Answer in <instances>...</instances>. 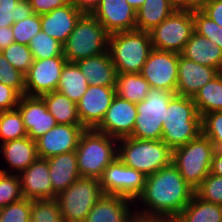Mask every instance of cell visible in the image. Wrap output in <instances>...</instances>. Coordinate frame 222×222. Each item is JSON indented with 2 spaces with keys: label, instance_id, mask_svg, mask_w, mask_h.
I'll return each instance as SVG.
<instances>
[{
  "label": "cell",
  "instance_id": "cell-1",
  "mask_svg": "<svg viewBox=\"0 0 222 222\" xmlns=\"http://www.w3.org/2000/svg\"><path fill=\"white\" fill-rule=\"evenodd\" d=\"M194 194L195 190L171 163L146 177L144 190L136 199L145 208L134 209L136 217L145 220L177 218Z\"/></svg>",
  "mask_w": 222,
  "mask_h": 222
},
{
  "label": "cell",
  "instance_id": "cell-2",
  "mask_svg": "<svg viewBox=\"0 0 222 222\" xmlns=\"http://www.w3.org/2000/svg\"><path fill=\"white\" fill-rule=\"evenodd\" d=\"M200 133L201 116L193 99L175 94L168 103L161 140L174 150L195 139Z\"/></svg>",
  "mask_w": 222,
  "mask_h": 222
},
{
  "label": "cell",
  "instance_id": "cell-3",
  "mask_svg": "<svg viewBox=\"0 0 222 222\" xmlns=\"http://www.w3.org/2000/svg\"><path fill=\"white\" fill-rule=\"evenodd\" d=\"M117 145V157L124 165L145 176L172 163V149L162 140H143L129 136L118 139Z\"/></svg>",
  "mask_w": 222,
  "mask_h": 222
},
{
  "label": "cell",
  "instance_id": "cell-4",
  "mask_svg": "<svg viewBox=\"0 0 222 222\" xmlns=\"http://www.w3.org/2000/svg\"><path fill=\"white\" fill-rule=\"evenodd\" d=\"M118 139L95 129L80 135L76 154L81 177L100 179L104 169L117 157Z\"/></svg>",
  "mask_w": 222,
  "mask_h": 222
},
{
  "label": "cell",
  "instance_id": "cell-5",
  "mask_svg": "<svg viewBox=\"0 0 222 222\" xmlns=\"http://www.w3.org/2000/svg\"><path fill=\"white\" fill-rule=\"evenodd\" d=\"M109 36L92 14L84 13L62 46L63 55L67 62L76 63L84 58L106 53Z\"/></svg>",
  "mask_w": 222,
  "mask_h": 222
},
{
  "label": "cell",
  "instance_id": "cell-6",
  "mask_svg": "<svg viewBox=\"0 0 222 222\" xmlns=\"http://www.w3.org/2000/svg\"><path fill=\"white\" fill-rule=\"evenodd\" d=\"M152 49L147 31H125L109 36L108 53L117 73H141Z\"/></svg>",
  "mask_w": 222,
  "mask_h": 222
},
{
  "label": "cell",
  "instance_id": "cell-7",
  "mask_svg": "<svg viewBox=\"0 0 222 222\" xmlns=\"http://www.w3.org/2000/svg\"><path fill=\"white\" fill-rule=\"evenodd\" d=\"M214 145L200 133L187 144L172 150V164L179 170L185 182L196 190L210 173Z\"/></svg>",
  "mask_w": 222,
  "mask_h": 222
},
{
  "label": "cell",
  "instance_id": "cell-8",
  "mask_svg": "<svg viewBox=\"0 0 222 222\" xmlns=\"http://www.w3.org/2000/svg\"><path fill=\"white\" fill-rule=\"evenodd\" d=\"M175 94L171 91L151 88L146 98L136 104L137 116L130 137L161 140L168 103Z\"/></svg>",
  "mask_w": 222,
  "mask_h": 222
},
{
  "label": "cell",
  "instance_id": "cell-9",
  "mask_svg": "<svg viewBox=\"0 0 222 222\" xmlns=\"http://www.w3.org/2000/svg\"><path fill=\"white\" fill-rule=\"evenodd\" d=\"M103 194L98 179L79 177L56 197L62 218L65 222H84Z\"/></svg>",
  "mask_w": 222,
  "mask_h": 222
},
{
  "label": "cell",
  "instance_id": "cell-10",
  "mask_svg": "<svg viewBox=\"0 0 222 222\" xmlns=\"http://www.w3.org/2000/svg\"><path fill=\"white\" fill-rule=\"evenodd\" d=\"M194 32L192 11L175 10L149 31L152 48L181 53Z\"/></svg>",
  "mask_w": 222,
  "mask_h": 222
},
{
  "label": "cell",
  "instance_id": "cell-11",
  "mask_svg": "<svg viewBox=\"0 0 222 222\" xmlns=\"http://www.w3.org/2000/svg\"><path fill=\"white\" fill-rule=\"evenodd\" d=\"M146 177L116 157L104 169L99 183L104 194L123 196L135 202L144 190Z\"/></svg>",
  "mask_w": 222,
  "mask_h": 222
},
{
  "label": "cell",
  "instance_id": "cell-12",
  "mask_svg": "<svg viewBox=\"0 0 222 222\" xmlns=\"http://www.w3.org/2000/svg\"><path fill=\"white\" fill-rule=\"evenodd\" d=\"M178 62L179 53L152 49L140 74L151 88L176 93Z\"/></svg>",
  "mask_w": 222,
  "mask_h": 222
},
{
  "label": "cell",
  "instance_id": "cell-13",
  "mask_svg": "<svg viewBox=\"0 0 222 222\" xmlns=\"http://www.w3.org/2000/svg\"><path fill=\"white\" fill-rule=\"evenodd\" d=\"M65 56L34 60L25 74V95L42 96L57 91Z\"/></svg>",
  "mask_w": 222,
  "mask_h": 222
},
{
  "label": "cell",
  "instance_id": "cell-14",
  "mask_svg": "<svg viewBox=\"0 0 222 222\" xmlns=\"http://www.w3.org/2000/svg\"><path fill=\"white\" fill-rule=\"evenodd\" d=\"M116 96L115 86H88L77 103V113L85 129H95Z\"/></svg>",
  "mask_w": 222,
  "mask_h": 222
},
{
  "label": "cell",
  "instance_id": "cell-15",
  "mask_svg": "<svg viewBox=\"0 0 222 222\" xmlns=\"http://www.w3.org/2000/svg\"><path fill=\"white\" fill-rule=\"evenodd\" d=\"M136 116V104L116 95L95 130L116 139L129 137L133 133Z\"/></svg>",
  "mask_w": 222,
  "mask_h": 222
},
{
  "label": "cell",
  "instance_id": "cell-16",
  "mask_svg": "<svg viewBox=\"0 0 222 222\" xmlns=\"http://www.w3.org/2000/svg\"><path fill=\"white\" fill-rule=\"evenodd\" d=\"M85 130L82 125L57 124L36 140L38 158L76 151L80 135Z\"/></svg>",
  "mask_w": 222,
  "mask_h": 222
},
{
  "label": "cell",
  "instance_id": "cell-17",
  "mask_svg": "<svg viewBox=\"0 0 222 222\" xmlns=\"http://www.w3.org/2000/svg\"><path fill=\"white\" fill-rule=\"evenodd\" d=\"M91 14L109 34L136 30V11L126 0H100Z\"/></svg>",
  "mask_w": 222,
  "mask_h": 222
},
{
  "label": "cell",
  "instance_id": "cell-18",
  "mask_svg": "<svg viewBox=\"0 0 222 222\" xmlns=\"http://www.w3.org/2000/svg\"><path fill=\"white\" fill-rule=\"evenodd\" d=\"M16 108L22 116L27 136L34 141L57 125L44 99L40 96L22 95Z\"/></svg>",
  "mask_w": 222,
  "mask_h": 222
},
{
  "label": "cell",
  "instance_id": "cell-19",
  "mask_svg": "<svg viewBox=\"0 0 222 222\" xmlns=\"http://www.w3.org/2000/svg\"><path fill=\"white\" fill-rule=\"evenodd\" d=\"M47 159L37 158L19 174L23 198L30 200L53 199V187Z\"/></svg>",
  "mask_w": 222,
  "mask_h": 222
},
{
  "label": "cell",
  "instance_id": "cell-20",
  "mask_svg": "<svg viewBox=\"0 0 222 222\" xmlns=\"http://www.w3.org/2000/svg\"><path fill=\"white\" fill-rule=\"evenodd\" d=\"M178 80L176 94L193 98L195 94L219 72L208 66L200 65L179 54Z\"/></svg>",
  "mask_w": 222,
  "mask_h": 222
},
{
  "label": "cell",
  "instance_id": "cell-21",
  "mask_svg": "<svg viewBox=\"0 0 222 222\" xmlns=\"http://www.w3.org/2000/svg\"><path fill=\"white\" fill-rule=\"evenodd\" d=\"M131 199L123 196L103 194L87 214L84 222H134L137 217L130 207Z\"/></svg>",
  "mask_w": 222,
  "mask_h": 222
},
{
  "label": "cell",
  "instance_id": "cell-22",
  "mask_svg": "<svg viewBox=\"0 0 222 222\" xmlns=\"http://www.w3.org/2000/svg\"><path fill=\"white\" fill-rule=\"evenodd\" d=\"M83 14L68 2L50 13L41 15V30L63 45Z\"/></svg>",
  "mask_w": 222,
  "mask_h": 222
},
{
  "label": "cell",
  "instance_id": "cell-23",
  "mask_svg": "<svg viewBox=\"0 0 222 222\" xmlns=\"http://www.w3.org/2000/svg\"><path fill=\"white\" fill-rule=\"evenodd\" d=\"M49 177L53 187V199L81 177L78 171L76 151L66 152L47 158Z\"/></svg>",
  "mask_w": 222,
  "mask_h": 222
},
{
  "label": "cell",
  "instance_id": "cell-24",
  "mask_svg": "<svg viewBox=\"0 0 222 222\" xmlns=\"http://www.w3.org/2000/svg\"><path fill=\"white\" fill-rule=\"evenodd\" d=\"M0 146V153L11 168V174L19 175L38 158L36 141L28 136L2 143Z\"/></svg>",
  "mask_w": 222,
  "mask_h": 222
},
{
  "label": "cell",
  "instance_id": "cell-25",
  "mask_svg": "<svg viewBox=\"0 0 222 222\" xmlns=\"http://www.w3.org/2000/svg\"><path fill=\"white\" fill-rule=\"evenodd\" d=\"M183 57L222 72V50L206 37L193 32L183 51Z\"/></svg>",
  "mask_w": 222,
  "mask_h": 222
},
{
  "label": "cell",
  "instance_id": "cell-26",
  "mask_svg": "<svg viewBox=\"0 0 222 222\" xmlns=\"http://www.w3.org/2000/svg\"><path fill=\"white\" fill-rule=\"evenodd\" d=\"M93 86H115L117 71L108 52L76 62Z\"/></svg>",
  "mask_w": 222,
  "mask_h": 222
},
{
  "label": "cell",
  "instance_id": "cell-27",
  "mask_svg": "<svg viewBox=\"0 0 222 222\" xmlns=\"http://www.w3.org/2000/svg\"><path fill=\"white\" fill-rule=\"evenodd\" d=\"M175 10L174 0H145L136 11V30L149 32Z\"/></svg>",
  "mask_w": 222,
  "mask_h": 222
},
{
  "label": "cell",
  "instance_id": "cell-28",
  "mask_svg": "<svg viewBox=\"0 0 222 222\" xmlns=\"http://www.w3.org/2000/svg\"><path fill=\"white\" fill-rule=\"evenodd\" d=\"M89 86L87 78L76 63L66 62L60 76L57 91L78 103Z\"/></svg>",
  "mask_w": 222,
  "mask_h": 222
},
{
  "label": "cell",
  "instance_id": "cell-29",
  "mask_svg": "<svg viewBox=\"0 0 222 222\" xmlns=\"http://www.w3.org/2000/svg\"><path fill=\"white\" fill-rule=\"evenodd\" d=\"M176 219L179 222H222V206L206 202L194 194Z\"/></svg>",
  "mask_w": 222,
  "mask_h": 222
},
{
  "label": "cell",
  "instance_id": "cell-30",
  "mask_svg": "<svg viewBox=\"0 0 222 222\" xmlns=\"http://www.w3.org/2000/svg\"><path fill=\"white\" fill-rule=\"evenodd\" d=\"M41 97L44 99L48 111L55 118L57 124L81 125L77 113V104L66 95L53 91Z\"/></svg>",
  "mask_w": 222,
  "mask_h": 222
},
{
  "label": "cell",
  "instance_id": "cell-31",
  "mask_svg": "<svg viewBox=\"0 0 222 222\" xmlns=\"http://www.w3.org/2000/svg\"><path fill=\"white\" fill-rule=\"evenodd\" d=\"M151 87L140 73H117L116 95L132 103L144 100Z\"/></svg>",
  "mask_w": 222,
  "mask_h": 222
},
{
  "label": "cell",
  "instance_id": "cell-32",
  "mask_svg": "<svg viewBox=\"0 0 222 222\" xmlns=\"http://www.w3.org/2000/svg\"><path fill=\"white\" fill-rule=\"evenodd\" d=\"M192 99L201 118L210 112L222 111V72L203 86Z\"/></svg>",
  "mask_w": 222,
  "mask_h": 222
},
{
  "label": "cell",
  "instance_id": "cell-33",
  "mask_svg": "<svg viewBox=\"0 0 222 222\" xmlns=\"http://www.w3.org/2000/svg\"><path fill=\"white\" fill-rule=\"evenodd\" d=\"M23 137H27V130L19 110L0 111V143Z\"/></svg>",
  "mask_w": 222,
  "mask_h": 222
},
{
  "label": "cell",
  "instance_id": "cell-34",
  "mask_svg": "<svg viewBox=\"0 0 222 222\" xmlns=\"http://www.w3.org/2000/svg\"><path fill=\"white\" fill-rule=\"evenodd\" d=\"M33 14L29 0H0V26H12Z\"/></svg>",
  "mask_w": 222,
  "mask_h": 222
},
{
  "label": "cell",
  "instance_id": "cell-35",
  "mask_svg": "<svg viewBox=\"0 0 222 222\" xmlns=\"http://www.w3.org/2000/svg\"><path fill=\"white\" fill-rule=\"evenodd\" d=\"M28 46L34 60L64 56L63 45L42 30L31 39Z\"/></svg>",
  "mask_w": 222,
  "mask_h": 222
},
{
  "label": "cell",
  "instance_id": "cell-36",
  "mask_svg": "<svg viewBox=\"0 0 222 222\" xmlns=\"http://www.w3.org/2000/svg\"><path fill=\"white\" fill-rule=\"evenodd\" d=\"M23 198L20 177L0 169V208Z\"/></svg>",
  "mask_w": 222,
  "mask_h": 222
},
{
  "label": "cell",
  "instance_id": "cell-37",
  "mask_svg": "<svg viewBox=\"0 0 222 222\" xmlns=\"http://www.w3.org/2000/svg\"><path fill=\"white\" fill-rule=\"evenodd\" d=\"M30 222H65L56 199L32 200Z\"/></svg>",
  "mask_w": 222,
  "mask_h": 222
},
{
  "label": "cell",
  "instance_id": "cell-38",
  "mask_svg": "<svg viewBox=\"0 0 222 222\" xmlns=\"http://www.w3.org/2000/svg\"><path fill=\"white\" fill-rule=\"evenodd\" d=\"M194 32L206 37L222 50V27L213 21L202 10L193 11Z\"/></svg>",
  "mask_w": 222,
  "mask_h": 222
},
{
  "label": "cell",
  "instance_id": "cell-39",
  "mask_svg": "<svg viewBox=\"0 0 222 222\" xmlns=\"http://www.w3.org/2000/svg\"><path fill=\"white\" fill-rule=\"evenodd\" d=\"M2 53L5 58L17 70L26 74L33 64V55L28 45H22L17 42H13Z\"/></svg>",
  "mask_w": 222,
  "mask_h": 222
},
{
  "label": "cell",
  "instance_id": "cell-40",
  "mask_svg": "<svg viewBox=\"0 0 222 222\" xmlns=\"http://www.w3.org/2000/svg\"><path fill=\"white\" fill-rule=\"evenodd\" d=\"M41 31V15L33 13L28 18L14 22L12 32L15 42L29 45L31 39Z\"/></svg>",
  "mask_w": 222,
  "mask_h": 222
},
{
  "label": "cell",
  "instance_id": "cell-41",
  "mask_svg": "<svg viewBox=\"0 0 222 222\" xmlns=\"http://www.w3.org/2000/svg\"><path fill=\"white\" fill-rule=\"evenodd\" d=\"M201 128L215 150L222 151V111L205 114L201 118Z\"/></svg>",
  "mask_w": 222,
  "mask_h": 222
},
{
  "label": "cell",
  "instance_id": "cell-42",
  "mask_svg": "<svg viewBox=\"0 0 222 222\" xmlns=\"http://www.w3.org/2000/svg\"><path fill=\"white\" fill-rule=\"evenodd\" d=\"M32 200L22 198L0 208V222H30Z\"/></svg>",
  "mask_w": 222,
  "mask_h": 222
},
{
  "label": "cell",
  "instance_id": "cell-43",
  "mask_svg": "<svg viewBox=\"0 0 222 222\" xmlns=\"http://www.w3.org/2000/svg\"><path fill=\"white\" fill-rule=\"evenodd\" d=\"M195 194L202 200L222 206V176L208 174Z\"/></svg>",
  "mask_w": 222,
  "mask_h": 222
},
{
  "label": "cell",
  "instance_id": "cell-44",
  "mask_svg": "<svg viewBox=\"0 0 222 222\" xmlns=\"http://www.w3.org/2000/svg\"><path fill=\"white\" fill-rule=\"evenodd\" d=\"M0 82L14 88L21 96L25 95V74L9 64L0 52Z\"/></svg>",
  "mask_w": 222,
  "mask_h": 222
},
{
  "label": "cell",
  "instance_id": "cell-45",
  "mask_svg": "<svg viewBox=\"0 0 222 222\" xmlns=\"http://www.w3.org/2000/svg\"><path fill=\"white\" fill-rule=\"evenodd\" d=\"M20 97L21 95L14 88L0 82V111L15 109Z\"/></svg>",
  "mask_w": 222,
  "mask_h": 222
},
{
  "label": "cell",
  "instance_id": "cell-46",
  "mask_svg": "<svg viewBox=\"0 0 222 222\" xmlns=\"http://www.w3.org/2000/svg\"><path fill=\"white\" fill-rule=\"evenodd\" d=\"M29 2L33 13L43 15L62 7L68 3V0H29Z\"/></svg>",
  "mask_w": 222,
  "mask_h": 222
},
{
  "label": "cell",
  "instance_id": "cell-47",
  "mask_svg": "<svg viewBox=\"0 0 222 222\" xmlns=\"http://www.w3.org/2000/svg\"><path fill=\"white\" fill-rule=\"evenodd\" d=\"M202 11L222 27V0H209Z\"/></svg>",
  "mask_w": 222,
  "mask_h": 222
},
{
  "label": "cell",
  "instance_id": "cell-48",
  "mask_svg": "<svg viewBox=\"0 0 222 222\" xmlns=\"http://www.w3.org/2000/svg\"><path fill=\"white\" fill-rule=\"evenodd\" d=\"M209 0H174L176 10L200 11Z\"/></svg>",
  "mask_w": 222,
  "mask_h": 222
},
{
  "label": "cell",
  "instance_id": "cell-49",
  "mask_svg": "<svg viewBox=\"0 0 222 222\" xmlns=\"http://www.w3.org/2000/svg\"><path fill=\"white\" fill-rule=\"evenodd\" d=\"M68 2H71L83 13L91 14L98 6L100 0H68Z\"/></svg>",
  "mask_w": 222,
  "mask_h": 222
},
{
  "label": "cell",
  "instance_id": "cell-50",
  "mask_svg": "<svg viewBox=\"0 0 222 222\" xmlns=\"http://www.w3.org/2000/svg\"><path fill=\"white\" fill-rule=\"evenodd\" d=\"M15 42L12 32V26H0V52L7 48L10 44Z\"/></svg>",
  "mask_w": 222,
  "mask_h": 222
},
{
  "label": "cell",
  "instance_id": "cell-51",
  "mask_svg": "<svg viewBox=\"0 0 222 222\" xmlns=\"http://www.w3.org/2000/svg\"><path fill=\"white\" fill-rule=\"evenodd\" d=\"M210 174L222 176V151L215 150L212 157Z\"/></svg>",
  "mask_w": 222,
  "mask_h": 222
},
{
  "label": "cell",
  "instance_id": "cell-52",
  "mask_svg": "<svg viewBox=\"0 0 222 222\" xmlns=\"http://www.w3.org/2000/svg\"><path fill=\"white\" fill-rule=\"evenodd\" d=\"M130 6H132L135 11H137L145 2V0H126Z\"/></svg>",
  "mask_w": 222,
  "mask_h": 222
},
{
  "label": "cell",
  "instance_id": "cell-53",
  "mask_svg": "<svg viewBox=\"0 0 222 222\" xmlns=\"http://www.w3.org/2000/svg\"><path fill=\"white\" fill-rule=\"evenodd\" d=\"M134 222H167L166 220H145V219H136Z\"/></svg>",
  "mask_w": 222,
  "mask_h": 222
},
{
  "label": "cell",
  "instance_id": "cell-54",
  "mask_svg": "<svg viewBox=\"0 0 222 222\" xmlns=\"http://www.w3.org/2000/svg\"><path fill=\"white\" fill-rule=\"evenodd\" d=\"M167 222H179L176 218L174 219H165Z\"/></svg>",
  "mask_w": 222,
  "mask_h": 222
}]
</instances>
